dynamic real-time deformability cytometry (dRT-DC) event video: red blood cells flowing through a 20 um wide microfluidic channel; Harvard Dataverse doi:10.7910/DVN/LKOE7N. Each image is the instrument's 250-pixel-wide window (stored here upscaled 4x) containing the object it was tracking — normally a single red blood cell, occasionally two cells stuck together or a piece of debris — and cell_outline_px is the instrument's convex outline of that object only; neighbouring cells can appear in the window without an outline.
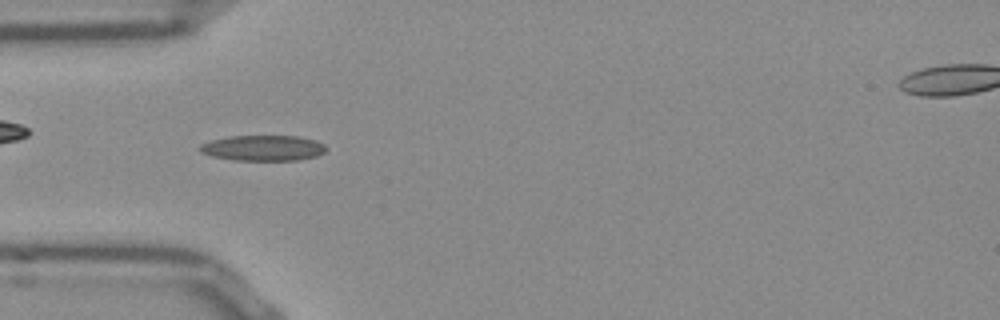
{"species": "Egyptian fruit bat (a non-hibernating species)", "species_latin": "Rousettus aegyptiacus", "temperature_condition": "room temperature", "stored_images_in_passage": 42, "camera_frame_rate_fps": 3000, "um_per_image_px": 0.085, "frame": {"image": 1, "passage_image": 5, "time_ms": 1.333, "image_size_px": [1000, 320], "cell_outline_px": [[324, 152], [316, 156], [300, 160], [232, 160], [212, 156], [200, 152], [200, 144], [212, 140], [228, 136], [296, 136], [316, 140], [324, 144]], "centroid_in_image_um": [22.34, 12.58], "position_along_channel_um": 62.7, "area_um2": 18.73}}
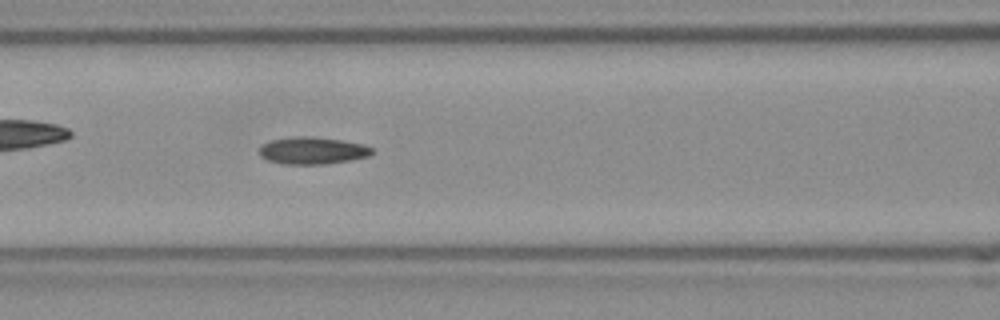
{"frame": {"image": 2, "passage_image": 11, "time_ms": 3.333, "image_size_px": [1000, 320], "cell_outline_px": [[372, 152], [368, 156], [352, 160], [324, 164], [284, 164], [268, 160], [260, 156], [260, 144], [268, 140], [292, 136], [312, 136], [340, 140], [364, 144], [372, 148]], "centroid_in_image_um": [26.52, 12.79], "position_along_channel_um": 140.1, "area_um2": 17.98}}
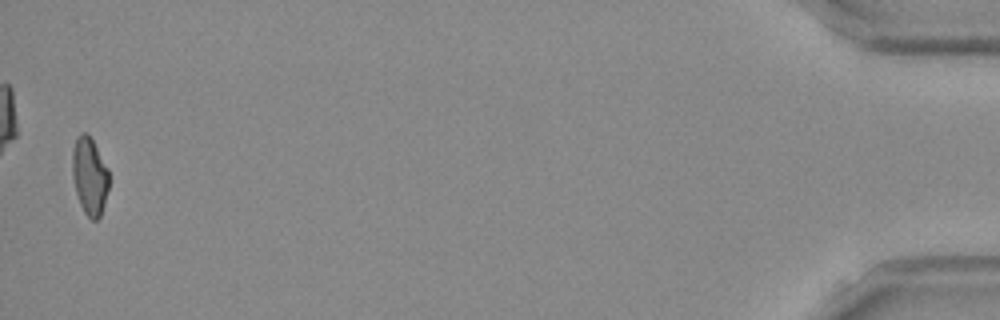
{"frame": {"image": 3, "passage_image": 41, "time_ms": 13.333, "image_size_px": [1000, 320], "cell_outline_px": [[108, 188], [104, 204], [100, 216], [96, 220], [92, 220], [84, 212], [80, 204], [76, 192], [72, 176], [72, 148], [76, 136], [80, 132], [84, 132], [92, 140], [108, 168]], "centroid_in_image_um": [7.59, 14.95], "position_along_channel_um": 427.6, "area_um2": 16.47}, "authors_computed_cell_mechanics": {"area_um2": 17.34, "velocity_mm_per_s": 3.8491, "shape_relaxation_time_tau1_ms": null, "shape_relaxation_time_tau2_ms": 4.1031, "deformation_change_tau1": null, "deformation_change_tau2": 0.1233}}